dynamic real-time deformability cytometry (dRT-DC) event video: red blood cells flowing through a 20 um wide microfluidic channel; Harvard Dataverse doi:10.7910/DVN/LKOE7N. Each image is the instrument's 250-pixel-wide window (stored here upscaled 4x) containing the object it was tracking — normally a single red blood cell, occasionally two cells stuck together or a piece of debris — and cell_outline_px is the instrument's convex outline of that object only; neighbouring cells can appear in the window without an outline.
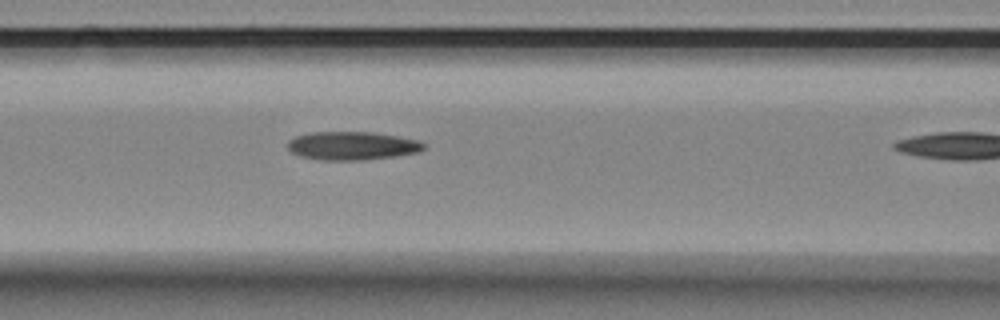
{"species": "Egyptian fruit bat (a non-hibernating species)", "species_latin": "Rousettus aegyptiacus", "temperature_condition": "room temperature", "stored_images_in_passage": 6, "camera_frame_rate_fps": 3000, "um_per_image_px": 0.085, "animal": {"sex": "female"}, "frame": {"image": 1, "passage_image": 6, "time_ms": 1.667, "image_size_px": [1000, 320], "cell_outline_px": [[424, 148], [420, 152], [364, 160], [320, 160], [300, 156], [292, 152], [288, 148], [288, 140], [296, 136], [312, 132], [372, 132], [420, 140], [424, 144]], "centroid_in_image_um": [29.92, 12.39], "position_along_channel_um": 136.7, "area_um2": 22.43}}